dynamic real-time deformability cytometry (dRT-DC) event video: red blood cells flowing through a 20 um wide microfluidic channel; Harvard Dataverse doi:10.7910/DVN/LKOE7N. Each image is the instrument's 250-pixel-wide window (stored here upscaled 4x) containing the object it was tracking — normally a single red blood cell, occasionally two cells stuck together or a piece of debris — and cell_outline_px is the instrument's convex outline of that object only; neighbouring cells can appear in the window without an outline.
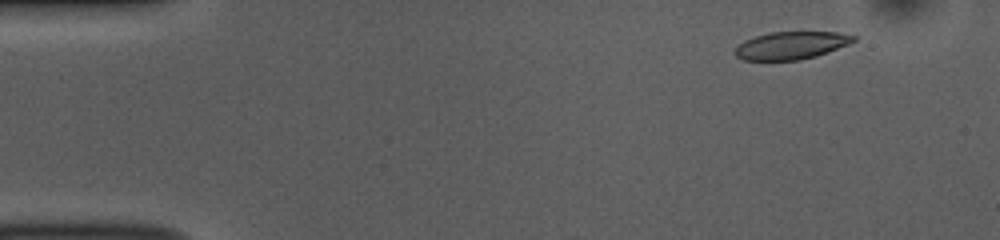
{"species": "common noctule bat (a hibernating species)", "species_latin": "Nyctalus noctula", "temperature_condition": "room temperature", "stored_images_in_passage": 46, "camera_frame_rate_fps": 3000, "um_per_image_px": 0.085, "animal": {"sex": "female", "body_mass_g": 10.0, "forearm_length_mm": 53.1}, "frame": {"image": 1, "passage_image": 1, "time_ms": 0.0, "image_size_px": [1000, 240], "cell_outline_px": [[840, 44], [824, 52], [792, 60], [752, 60], [748, 56], [764, 36], [780, 32], [828, 32], [840, 36]], "centroid_in_image_um": [67.45, 3.87], "position_along_channel_um": 17.5, "area_um2": 14.22}}
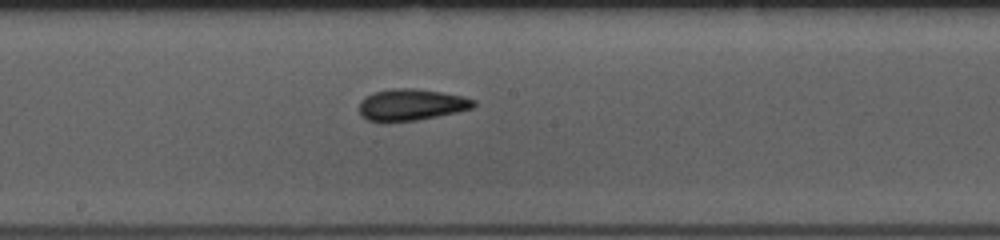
{"frame": {"image": 2, "passage_image": 24, "time_ms": 7.667, "image_size_px": [1000, 240], "cell_outline_px": [[472, 104], [464, 108], [404, 120], [376, 120], [368, 116], [364, 112], [364, 104], [372, 96], [384, 92], [428, 92], [452, 96], [468, 100]], "centroid_in_image_um": [34.92, 8.94], "position_along_channel_um": 213.3, "area_um2": 16.18}}
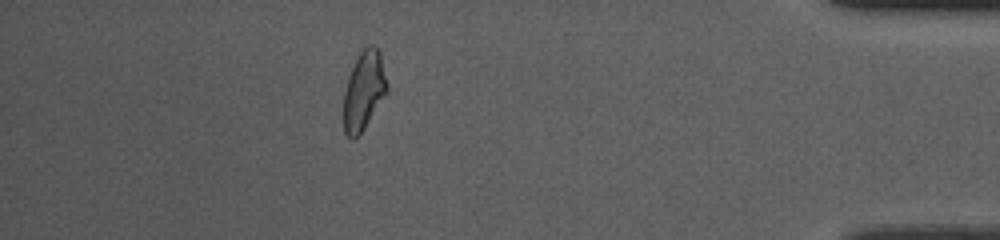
{"frame": {"image": 3, "passage_image": 43, "time_ms": 14.0, "image_size_px": [1000, 240], "cell_outline_px": [[384, 92], [360, 132], [356, 136], [344, 124], [344, 104], [348, 84], [352, 72], [360, 56], [376, 52], [384, 80]], "centroid_in_image_um": [30.86, 7.84], "position_along_channel_um": 404.3, "area_um2": 15.84}, "authors_computed_cell_mechanics": {"area_um2": 16.0973, "velocity_mm_per_s": 3.7367, "shape_relaxation_time_tau1_ms": null, "shape_relaxation_time_tau2_ms": 2.3135, "deformation_change_tau1": null, "deformation_change_tau2": 0.0998}}